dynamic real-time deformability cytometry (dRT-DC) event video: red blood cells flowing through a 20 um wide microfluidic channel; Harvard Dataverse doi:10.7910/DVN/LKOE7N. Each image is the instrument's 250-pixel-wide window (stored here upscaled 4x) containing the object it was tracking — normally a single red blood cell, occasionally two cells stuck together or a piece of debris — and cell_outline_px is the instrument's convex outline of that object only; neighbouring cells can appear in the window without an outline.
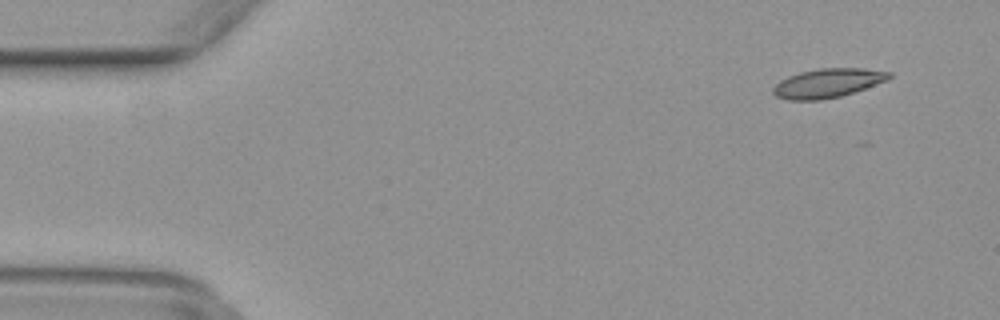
{"species": "common noctule bat (a hibernating species)", "species_latin": "Nyctalus noctula", "temperature_condition": "warm", "stored_images_in_passage": 7, "camera_frame_rate_fps": 3000, "um_per_image_px": 0.085, "animal": {"sex": "female", "body_mass_g": 29.2, "forearm_length_mm": 56.3}, "frame": {"image": 1, "passage_image": 1, "time_ms": 0.0, "image_size_px": [1000, 320], "cell_outline_px": [[892, 76], [888, 80], [840, 96], [820, 100], [788, 100], [776, 96], [772, 92], [772, 88], [780, 80], [788, 76], [800, 72], [820, 68], [864, 68], [892, 72]], "centroid_in_image_um": [70.34, 7.05], "position_along_channel_um": 14.7, "area_um2": 19.59}}